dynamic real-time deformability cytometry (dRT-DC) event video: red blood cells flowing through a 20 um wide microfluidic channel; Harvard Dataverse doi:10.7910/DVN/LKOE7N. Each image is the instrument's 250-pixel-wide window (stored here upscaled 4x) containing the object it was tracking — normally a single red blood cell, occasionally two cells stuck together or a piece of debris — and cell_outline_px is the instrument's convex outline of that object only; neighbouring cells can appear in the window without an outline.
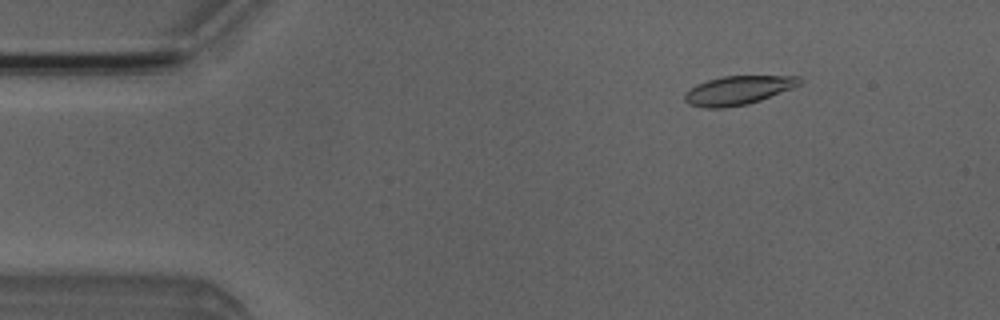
{"species": "Egyptian fruit bat (a non-hibernating species)", "species_latin": "Rousettus aegyptiacus", "temperature_condition": "room temperature", "stored_images_in_passage": 51, "camera_frame_rate_fps": 3000, "um_per_image_px": 0.085, "animal": {"sex": "male"}, "frame": {"image": 1, "passage_image": 7, "time_ms": 2.0, "image_size_px": [1000, 320], "cell_outline_px": [[804, 80], [800, 84], [792, 88], [760, 100], [748, 104], [724, 108], [704, 108], [688, 104], [684, 100], [684, 92], [696, 84], [708, 80], [724, 76], [800, 76]], "centroid_in_image_um": [62.71, 7.68], "position_along_channel_um": 22.3, "area_um2": 19.36}}
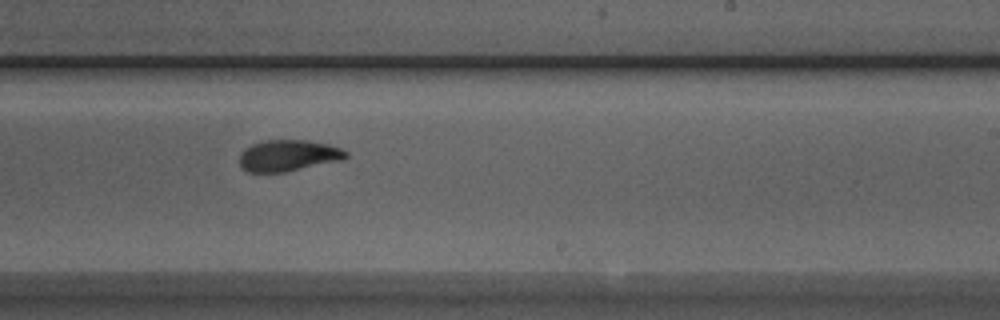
{"frame": {"image": 2, "passage_image": 31, "time_ms": 10.0, "image_size_px": [1000, 320], "cell_outline_px": [[348, 156], [344, 160], [284, 172], [248, 172], [240, 168], [240, 152], [244, 148], [252, 144], [264, 140], [308, 140], [328, 144], [340, 148], [348, 152]], "centroid_in_image_um": [24.5, 13.22], "position_along_channel_um": 264.5, "area_um2": 19.65}}
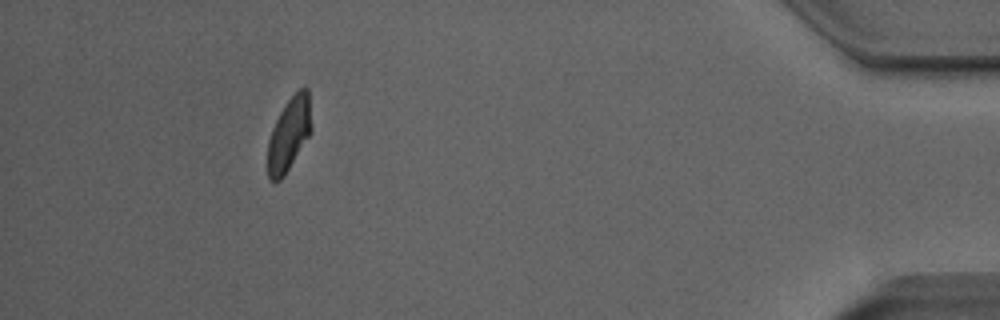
{"frame": {"image": 3, "passage_image": 47, "time_ms": 15.333, "image_size_px": [1000, 320], "cell_outline_px": [[312, 128], [308, 136], [284, 176], [280, 180], [272, 180], [268, 176], [268, 140], [272, 128], [280, 112], [288, 100], [300, 88], [308, 88], [312, 124]], "centroid_in_image_um": [24.57, 11.38], "position_along_channel_um": 410.6, "area_um2": 18.32}, "authors_computed_cell_mechanics": {"area_um2": 19.652, "velocity_mm_per_s": 3.9588, "shape_relaxation_time_tau1_ms": 3.2503, "shape_relaxation_time_tau2_ms": 1.4152, "deformation_change_tau1": 0.1374, "deformation_change_tau2": 0.0603}}